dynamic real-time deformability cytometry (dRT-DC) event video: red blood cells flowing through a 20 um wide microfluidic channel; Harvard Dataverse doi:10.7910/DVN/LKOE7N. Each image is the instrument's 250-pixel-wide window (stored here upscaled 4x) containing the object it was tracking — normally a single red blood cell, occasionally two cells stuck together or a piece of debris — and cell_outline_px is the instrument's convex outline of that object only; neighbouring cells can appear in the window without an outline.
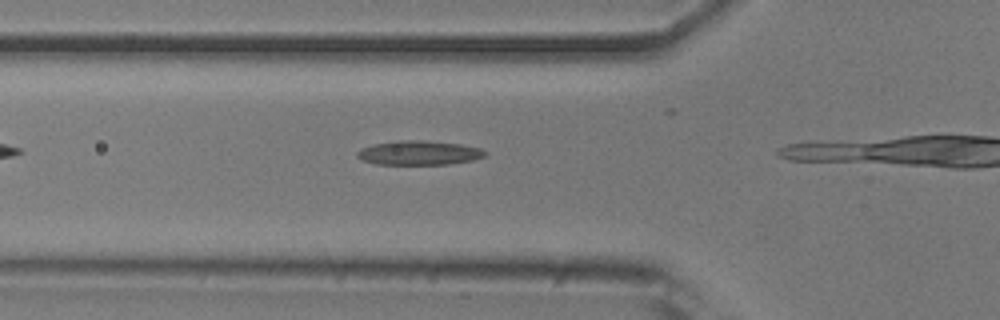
{"species": "common noctule bat (a hibernating species)", "species_latin": "Nyctalus noctula", "temperature_condition": "room temperature", "stored_images_in_passage": 6, "camera_frame_rate_fps": 3000, "um_per_image_px": 0.085, "animal": {"sex": "male", "body_mass_g": 20.5, "forearm_length_mm": 52.5}, "frame": {"image": 1, "passage_image": 3, "time_ms": 0.667, "image_size_px": [1000, 320], "cell_outline_px": [[488, 152], [484, 156], [472, 160], [448, 164], [376, 164], [364, 160], [356, 156], [356, 152], [360, 148], [372, 144], [400, 140], [420, 140], [460, 144], [480, 148]], "centroid_in_image_um": [35.59, 12.98], "position_along_channel_um": 90.2, "area_um2": 17.98}}